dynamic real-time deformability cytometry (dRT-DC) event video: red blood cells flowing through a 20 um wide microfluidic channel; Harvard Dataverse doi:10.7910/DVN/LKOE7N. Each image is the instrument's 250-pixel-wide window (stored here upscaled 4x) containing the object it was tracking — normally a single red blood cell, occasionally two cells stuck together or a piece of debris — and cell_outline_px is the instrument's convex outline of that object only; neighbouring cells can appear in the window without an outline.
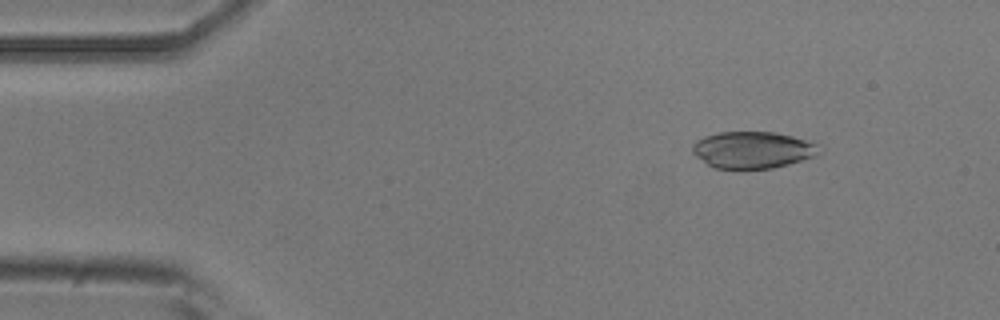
{"species": "common noctule bat (a hibernating species)", "species_latin": "Nyctalus noctula", "temperature_condition": "room temperature", "stored_images_in_passage": 51, "camera_frame_rate_fps": 3000, "um_per_image_px": 0.085, "animal": {"sex": "male", "body_mass_g": 20.5, "forearm_length_mm": 52.5}, "frame": {"image": 1, "passage_image": 6, "time_ms": 1.667, "image_size_px": [1000, 320], "cell_outline_px": [[816, 156], [788, 164], [772, 168], [716, 168], [708, 164], [696, 156], [692, 152], [692, 144], [696, 140], [704, 136], [720, 132], [776, 132], [792, 136], [816, 144]], "centroid_in_image_um": [63.91, 12.73], "position_along_channel_um": 21.1, "area_um2": 26.7}}
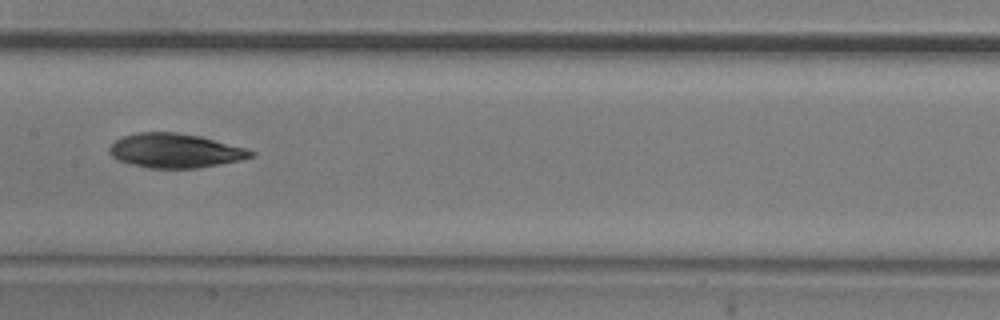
{"frame": {"image": 2, "passage_image": 25, "time_ms": 8.0, "image_size_px": [1000, 320], "cell_outline_px": [[256, 152], [252, 156], [240, 160], [196, 168], [148, 168], [116, 160], [108, 152], [108, 148], [116, 140], [124, 136], [136, 132], [176, 132], [200, 136], [244, 148]], "centroid_in_image_um": [14.83, 12.8], "position_along_channel_um": 192.6, "area_um2": 28.03}}
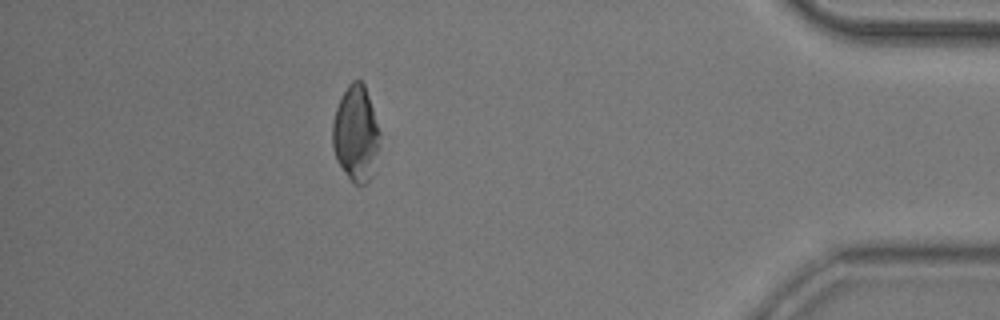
{"frame": {"image": 3, "passage_image": 45, "time_ms": 14.667, "image_size_px": [1000, 320], "cell_outline_px": [[380, 144], [368, 180], [364, 184], [356, 184], [348, 176], [336, 160], [332, 148], [332, 124], [336, 108], [348, 84], [352, 80], [360, 80], [364, 84], [380, 132]], "centroid_in_image_um": [30.22, 11.32], "position_along_channel_um": 405.0, "area_um2": 25.84}, "authors_computed_cell_mechanics": {"area_um2": 28.1486, "velocity_mm_per_s": 3.9083, "shape_relaxation_time_tau1_ms": 3.2856, "shape_relaxation_time_tau2_ms": null, "deformation_change_tau1": 0.0983, "deformation_change_tau2": null}}